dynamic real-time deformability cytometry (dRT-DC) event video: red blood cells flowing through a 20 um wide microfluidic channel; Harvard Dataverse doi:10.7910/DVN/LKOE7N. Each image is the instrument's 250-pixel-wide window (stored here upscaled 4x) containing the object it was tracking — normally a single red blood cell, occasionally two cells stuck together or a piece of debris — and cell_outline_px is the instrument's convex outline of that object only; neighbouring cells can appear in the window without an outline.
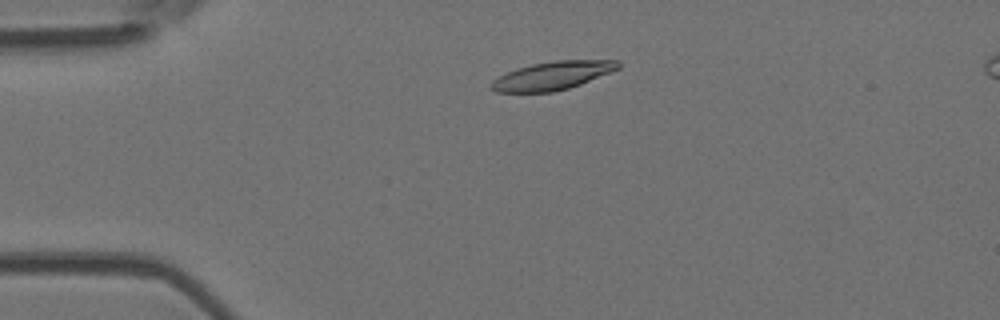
{"species": "Egyptian fruit bat (a non-hibernating species)", "species_latin": "Rousettus aegyptiacus", "temperature_condition": "room temperature", "stored_images_in_passage": 13, "camera_frame_rate_fps": 3000, "um_per_image_px": 0.085, "animal": {"sex": "female"}, "frame": {"image": 1, "passage_image": 8, "time_ms": 2.333, "image_size_px": [1000, 320], "cell_outline_px": [[620, 68], [580, 84], [568, 88], [552, 92], [496, 92], [488, 84], [492, 80], [516, 68], [532, 64], [556, 60], [620, 60]], "centroid_in_image_um": [46.95, 6.42], "position_along_channel_um": 38.0, "area_um2": 20.81}}